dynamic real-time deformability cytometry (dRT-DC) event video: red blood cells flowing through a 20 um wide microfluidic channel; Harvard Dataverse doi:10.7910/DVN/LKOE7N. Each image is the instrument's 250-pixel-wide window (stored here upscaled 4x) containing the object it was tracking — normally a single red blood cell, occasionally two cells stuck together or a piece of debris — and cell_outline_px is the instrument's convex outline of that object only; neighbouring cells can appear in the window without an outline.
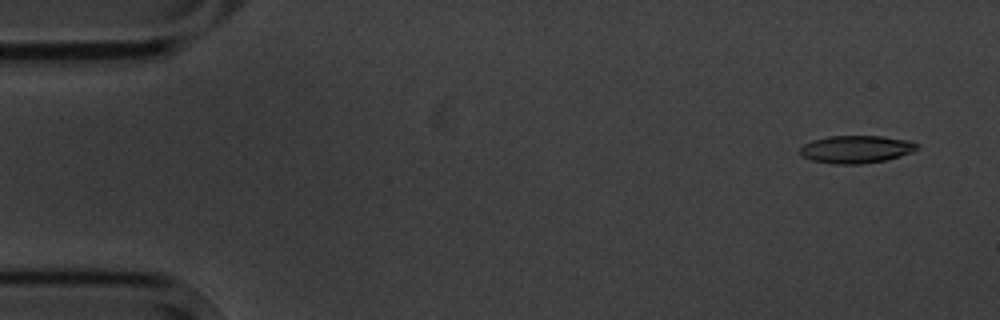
{"species": "common noctule bat (a hibernating species)", "species_latin": "Nyctalus noctula", "temperature_condition": "cold", "stored_images_in_passage": 6, "camera_frame_rate_fps": 3000, "um_per_image_px": 0.085, "animal": {"sex": "male", "body_mass_g": 20.1, "forearm_length_mm": 53.5}, "frame": {"image": 1, "passage_image": 1, "time_ms": 0.0, "image_size_px": [1000, 320], "cell_outline_px": [[920, 144], [912, 152], [900, 156], [884, 160], [860, 164], [832, 164], [812, 160], [804, 156], [800, 152], [800, 148], [804, 144], [812, 140], [828, 136], [880, 136], [912, 140]], "centroid_in_image_um": [72.8, 12.68], "position_along_channel_um": 12.2, "area_um2": 18.84}}
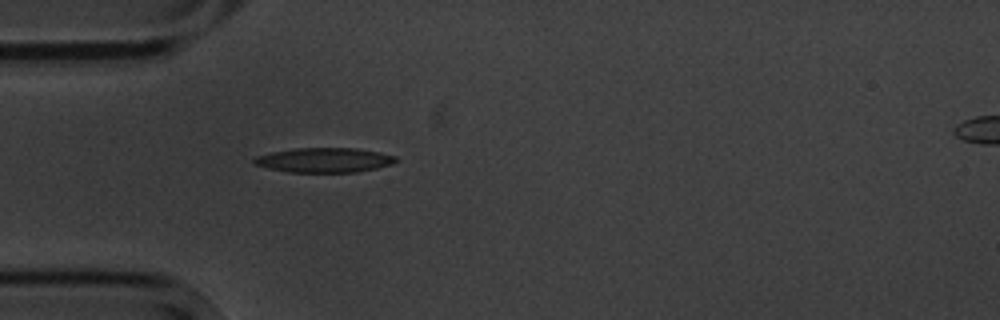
{"frame": {"image": 2, "passage_image": 5, "time_ms": 4.333, "image_size_px": [1000, 320], "cell_outline_px": [[396, 160], [392, 164], [376, 168], [356, 172], [288, 172], [268, 168], [252, 164], [252, 160], [256, 156], [272, 152], [296, 148], [356, 148], [380, 152], [396, 156]], "centroid_in_image_um": [27.54, 13.61], "position_along_channel_um": 57.5, "area_um2": 20.35}}